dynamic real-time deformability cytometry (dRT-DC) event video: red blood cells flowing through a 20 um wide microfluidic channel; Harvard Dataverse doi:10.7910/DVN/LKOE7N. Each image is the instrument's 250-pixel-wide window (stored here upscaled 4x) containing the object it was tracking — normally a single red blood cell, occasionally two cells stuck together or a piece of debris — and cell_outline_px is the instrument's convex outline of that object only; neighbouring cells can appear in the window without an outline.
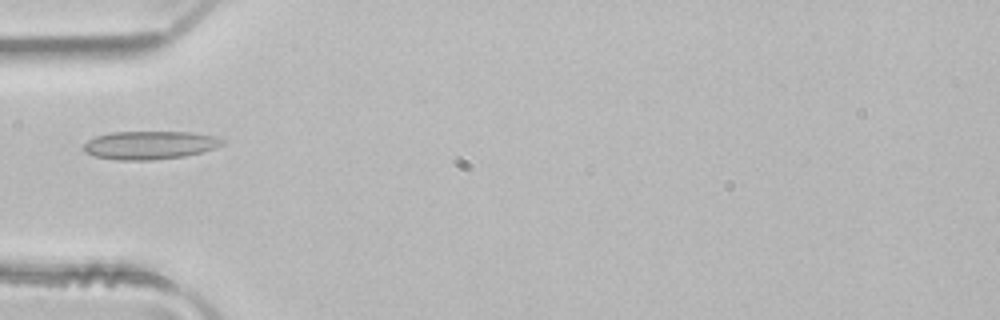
{"species": "common noctule bat (a hibernating species)", "species_latin": "Nyctalus noctula", "temperature_condition": "room temperature", "stored_images_in_passage": 4, "camera_frame_rate_fps": 3000, "um_per_image_px": 0.085, "animal": {"sex": "male", "body_mass_g": 21.5, "forearm_length_mm": 52.0}, "frame": {"image": 1, "passage_image": 4, "time_ms": 1.0, "image_size_px": [1000, 320], "cell_outline_px": [[224, 144], [216, 148], [184, 156], [152, 160], [120, 160], [92, 156], [84, 152], [84, 144], [88, 140], [96, 136], [112, 132], [192, 132], [216, 136], [224, 140]], "centroid_in_image_um": [12.73, 12.33], "position_along_channel_um": 72.3, "area_um2": 22.89}}